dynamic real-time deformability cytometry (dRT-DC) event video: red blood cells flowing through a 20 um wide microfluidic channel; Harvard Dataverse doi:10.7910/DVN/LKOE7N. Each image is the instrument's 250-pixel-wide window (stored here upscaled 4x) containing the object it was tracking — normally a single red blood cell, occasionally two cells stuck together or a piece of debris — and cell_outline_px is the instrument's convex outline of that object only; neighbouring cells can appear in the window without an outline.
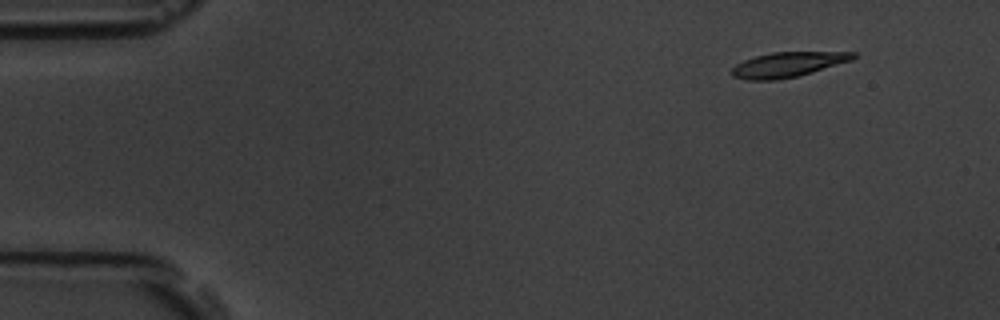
{"species": "common noctule bat (a hibernating species)", "species_latin": "Nyctalus noctula", "temperature_condition": "room temperature", "stored_images_in_passage": 4, "camera_frame_rate_fps": 3000, "um_per_image_px": 0.085, "animal": {"sex": "male", "body_mass_g": 19.5, "forearm_length_mm": 54.6}, "frame": {"image": 1, "passage_image": 1, "time_ms": 0.0, "image_size_px": [1000, 320], "cell_outline_px": [[856, 56], [852, 60], [812, 72], [796, 76], [776, 80], [744, 80], [732, 76], [728, 72], [736, 64], [744, 60], [756, 56], [772, 52], [856, 52]], "centroid_in_image_um": [66.91, 5.49], "position_along_channel_um": 18.1, "area_um2": 17.63}}
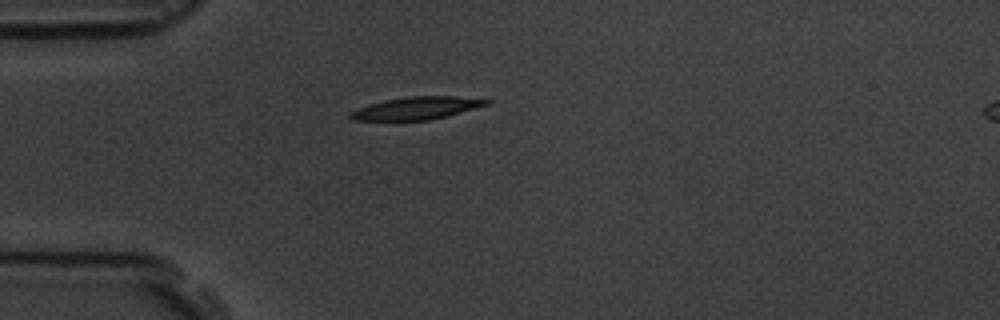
{"frame": {"image": 2, "passage_image": 4, "time_ms": 3.333, "image_size_px": [1000, 320], "cell_outline_px": [[492, 100], [488, 104], [476, 108], [428, 120], [352, 120], [348, 116], [348, 112], [384, 100], [408, 96], [452, 96]], "centroid_in_image_um": [35.38, 9.19], "position_along_channel_um": 49.6, "area_um2": 17.57}}